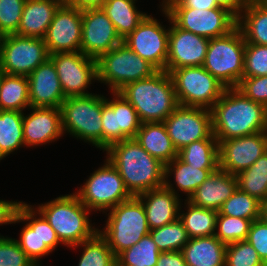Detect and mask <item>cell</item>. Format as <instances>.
Masks as SVG:
<instances>
[{
    "label": "cell",
    "instance_id": "cell-29",
    "mask_svg": "<svg viewBox=\"0 0 267 266\" xmlns=\"http://www.w3.org/2000/svg\"><path fill=\"white\" fill-rule=\"evenodd\" d=\"M226 246L212 235L190 238L181 251L187 266H225Z\"/></svg>",
    "mask_w": 267,
    "mask_h": 266
},
{
    "label": "cell",
    "instance_id": "cell-46",
    "mask_svg": "<svg viewBox=\"0 0 267 266\" xmlns=\"http://www.w3.org/2000/svg\"><path fill=\"white\" fill-rule=\"evenodd\" d=\"M236 88L249 99L267 108V75L243 77Z\"/></svg>",
    "mask_w": 267,
    "mask_h": 266
},
{
    "label": "cell",
    "instance_id": "cell-56",
    "mask_svg": "<svg viewBox=\"0 0 267 266\" xmlns=\"http://www.w3.org/2000/svg\"><path fill=\"white\" fill-rule=\"evenodd\" d=\"M5 72L2 70V68L0 67V86H1V82L3 80Z\"/></svg>",
    "mask_w": 267,
    "mask_h": 266
},
{
    "label": "cell",
    "instance_id": "cell-23",
    "mask_svg": "<svg viewBox=\"0 0 267 266\" xmlns=\"http://www.w3.org/2000/svg\"><path fill=\"white\" fill-rule=\"evenodd\" d=\"M136 197L143 203L150 230L170 224L179 218V208L183 199L165 186Z\"/></svg>",
    "mask_w": 267,
    "mask_h": 266
},
{
    "label": "cell",
    "instance_id": "cell-35",
    "mask_svg": "<svg viewBox=\"0 0 267 266\" xmlns=\"http://www.w3.org/2000/svg\"><path fill=\"white\" fill-rule=\"evenodd\" d=\"M23 146V112L0 110V161Z\"/></svg>",
    "mask_w": 267,
    "mask_h": 266
},
{
    "label": "cell",
    "instance_id": "cell-45",
    "mask_svg": "<svg viewBox=\"0 0 267 266\" xmlns=\"http://www.w3.org/2000/svg\"><path fill=\"white\" fill-rule=\"evenodd\" d=\"M0 266H37L14 238L0 237Z\"/></svg>",
    "mask_w": 267,
    "mask_h": 266
},
{
    "label": "cell",
    "instance_id": "cell-14",
    "mask_svg": "<svg viewBox=\"0 0 267 266\" xmlns=\"http://www.w3.org/2000/svg\"><path fill=\"white\" fill-rule=\"evenodd\" d=\"M54 63L65 97L86 96L87 88L97 81V60L78 52H58L49 55Z\"/></svg>",
    "mask_w": 267,
    "mask_h": 266
},
{
    "label": "cell",
    "instance_id": "cell-11",
    "mask_svg": "<svg viewBox=\"0 0 267 266\" xmlns=\"http://www.w3.org/2000/svg\"><path fill=\"white\" fill-rule=\"evenodd\" d=\"M49 58L44 39L17 34L3 35L0 42V67L8 75L29 76Z\"/></svg>",
    "mask_w": 267,
    "mask_h": 266
},
{
    "label": "cell",
    "instance_id": "cell-38",
    "mask_svg": "<svg viewBox=\"0 0 267 266\" xmlns=\"http://www.w3.org/2000/svg\"><path fill=\"white\" fill-rule=\"evenodd\" d=\"M160 253L157 244L148 234L121 252L116 257V266H156Z\"/></svg>",
    "mask_w": 267,
    "mask_h": 266
},
{
    "label": "cell",
    "instance_id": "cell-53",
    "mask_svg": "<svg viewBox=\"0 0 267 266\" xmlns=\"http://www.w3.org/2000/svg\"><path fill=\"white\" fill-rule=\"evenodd\" d=\"M219 7H222L230 11L236 18L240 15V12L244 6L241 0H215Z\"/></svg>",
    "mask_w": 267,
    "mask_h": 266
},
{
    "label": "cell",
    "instance_id": "cell-40",
    "mask_svg": "<svg viewBox=\"0 0 267 266\" xmlns=\"http://www.w3.org/2000/svg\"><path fill=\"white\" fill-rule=\"evenodd\" d=\"M160 252L181 251L190 237L179 218L149 232Z\"/></svg>",
    "mask_w": 267,
    "mask_h": 266
},
{
    "label": "cell",
    "instance_id": "cell-52",
    "mask_svg": "<svg viewBox=\"0 0 267 266\" xmlns=\"http://www.w3.org/2000/svg\"><path fill=\"white\" fill-rule=\"evenodd\" d=\"M106 0H68L65 4L81 11L101 8Z\"/></svg>",
    "mask_w": 267,
    "mask_h": 266
},
{
    "label": "cell",
    "instance_id": "cell-32",
    "mask_svg": "<svg viewBox=\"0 0 267 266\" xmlns=\"http://www.w3.org/2000/svg\"><path fill=\"white\" fill-rule=\"evenodd\" d=\"M184 208H179V220L182 222L190 238L215 235L218 211L197 207L184 199Z\"/></svg>",
    "mask_w": 267,
    "mask_h": 266
},
{
    "label": "cell",
    "instance_id": "cell-6",
    "mask_svg": "<svg viewBox=\"0 0 267 266\" xmlns=\"http://www.w3.org/2000/svg\"><path fill=\"white\" fill-rule=\"evenodd\" d=\"M245 39L236 26L209 41L203 67L226 88L237 87L243 78Z\"/></svg>",
    "mask_w": 267,
    "mask_h": 266
},
{
    "label": "cell",
    "instance_id": "cell-31",
    "mask_svg": "<svg viewBox=\"0 0 267 266\" xmlns=\"http://www.w3.org/2000/svg\"><path fill=\"white\" fill-rule=\"evenodd\" d=\"M237 26L246 43L267 46V4H244Z\"/></svg>",
    "mask_w": 267,
    "mask_h": 266
},
{
    "label": "cell",
    "instance_id": "cell-54",
    "mask_svg": "<svg viewBox=\"0 0 267 266\" xmlns=\"http://www.w3.org/2000/svg\"><path fill=\"white\" fill-rule=\"evenodd\" d=\"M248 3H253V4H267V0H248Z\"/></svg>",
    "mask_w": 267,
    "mask_h": 266
},
{
    "label": "cell",
    "instance_id": "cell-2",
    "mask_svg": "<svg viewBox=\"0 0 267 266\" xmlns=\"http://www.w3.org/2000/svg\"><path fill=\"white\" fill-rule=\"evenodd\" d=\"M104 152L132 196L164 186L165 165L151 156L135 138L116 142Z\"/></svg>",
    "mask_w": 267,
    "mask_h": 266
},
{
    "label": "cell",
    "instance_id": "cell-58",
    "mask_svg": "<svg viewBox=\"0 0 267 266\" xmlns=\"http://www.w3.org/2000/svg\"><path fill=\"white\" fill-rule=\"evenodd\" d=\"M59 1H61L62 3H66L68 0H59Z\"/></svg>",
    "mask_w": 267,
    "mask_h": 266
},
{
    "label": "cell",
    "instance_id": "cell-43",
    "mask_svg": "<svg viewBox=\"0 0 267 266\" xmlns=\"http://www.w3.org/2000/svg\"><path fill=\"white\" fill-rule=\"evenodd\" d=\"M267 75V46L246 43L243 77Z\"/></svg>",
    "mask_w": 267,
    "mask_h": 266
},
{
    "label": "cell",
    "instance_id": "cell-51",
    "mask_svg": "<svg viewBox=\"0 0 267 266\" xmlns=\"http://www.w3.org/2000/svg\"><path fill=\"white\" fill-rule=\"evenodd\" d=\"M156 266H187L182 251L161 252Z\"/></svg>",
    "mask_w": 267,
    "mask_h": 266
},
{
    "label": "cell",
    "instance_id": "cell-21",
    "mask_svg": "<svg viewBox=\"0 0 267 266\" xmlns=\"http://www.w3.org/2000/svg\"><path fill=\"white\" fill-rule=\"evenodd\" d=\"M23 112V137L26 147H37L57 141L64 135L60 108L30 107Z\"/></svg>",
    "mask_w": 267,
    "mask_h": 266
},
{
    "label": "cell",
    "instance_id": "cell-9",
    "mask_svg": "<svg viewBox=\"0 0 267 266\" xmlns=\"http://www.w3.org/2000/svg\"><path fill=\"white\" fill-rule=\"evenodd\" d=\"M104 162L74 193L91 212L100 211L107 214L113 207L133 196L126 189L116 167L107 157Z\"/></svg>",
    "mask_w": 267,
    "mask_h": 266
},
{
    "label": "cell",
    "instance_id": "cell-8",
    "mask_svg": "<svg viewBox=\"0 0 267 266\" xmlns=\"http://www.w3.org/2000/svg\"><path fill=\"white\" fill-rule=\"evenodd\" d=\"M158 70L123 42L97 59V82L118 92L126 84L151 77Z\"/></svg>",
    "mask_w": 267,
    "mask_h": 266
},
{
    "label": "cell",
    "instance_id": "cell-22",
    "mask_svg": "<svg viewBox=\"0 0 267 266\" xmlns=\"http://www.w3.org/2000/svg\"><path fill=\"white\" fill-rule=\"evenodd\" d=\"M28 80L31 107L60 108L66 97L56 67L50 58L33 70Z\"/></svg>",
    "mask_w": 267,
    "mask_h": 266
},
{
    "label": "cell",
    "instance_id": "cell-16",
    "mask_svg": "<svg viewBox=\"0 0 267 266\" xmlns=\"http://www.w3.org/2000/svg\"><path fill=\"white\" fill-rule=\"evenodd\" d=\"M163 123L177 151L213 134L211 110L207 108L178 105Z\"/></svg>",
    "mask_w": 267,
    "mask_h": 266
},
{
    "label": "cell",
    "instance_id": "cell-57",
    "mask_svg": "<svg viewBox=\"0 0 267 266\" xmlns=\"http://www.w3.org/2000/svg\"><path fill=\"white\" fill-rule=\"evenodd\" d=\"M244 4H248V0H241Z\"/></svg>",
    "mask_w": 267,
    "mask_h": 266
},
{
    "label": "cell",
    "instance_id": "cell-19",
    "mask_svg": "<svg viewBox=\"0 0 267 266\" xmlns=\"http://www.w3.org/2000/svg\"><path fill=\"white\" fill-rule=\"evenodd\" d=\"M218 144L219 168L236 176L267 151V131L222 140Z\"/></svg>",
    "mask_w": 267,
    "mask_h": 266
},
{
    "label": "cell",
    "instance_id": "cell-13",
    "mask_svg": "<svg viewBox=\"0 0 267 266\" xmlns=\"http://www.w3.org/2000/svg\"><path fill=\"white\" fill-rule=\"evenodd\" d=\"M112 99L102 94V150L125 139L135 138L141 121L134 107L118 92Z\"/></svg>",
    "mask_w": 267,
    "mask_h": 266
},
{
    "label": "cell",
    "instance_id": "cell-24",
    "mask_svg": "<svg viewBox=\"0 0 267 266\" xmlns=\"http://www.w3.org/2000/svg\"><path fill=\"white\" fill-rule=\"evenodd\" d=\"M237 188L236 176L218 168L193 192L187 201L197 207L219 211L223 203Z\"/></svg>",
    "mask_w": 267,
    "mask_h": 266
},
{
    "label": "cell",
    "instance_id": "cell-55",
    "mask_svg": "<svg viewBox=\"0 0 267 266\" xmlns=\"http://www.w3.org/2000/svg\"><path fill=\"white\" fill-rule=\"evenodd\" d=\"M263 215L267 218V201L264 203L263 206Z\"/></svg>",
    "mask_w": 267,
    "mask_h": 266
},
{
    "label": "cell",
    "instance_id": "cell-47",
    "mask_svg": "<svg viewBox=\"0 0 267 266\" xmlns=\"http://www.w3.org/2000/svg\"><path fill=\"white\" fill-rule=\"evenodd\" d=\"M246 240L267 265V218L264 215L252 221Z\"/></svg>",
    "mask_w": 267,
    "mask_h": 266
},
{
    "label": "cell",
    "instance_id": "cell-39",
    "mask_svg": "<svg viewBox=\"0 0 267 266\" xmlns=\"http://www.w3.org/2000/svg\"><path fill=\"white\" fill-rule=\"evenodd\" d=\"M264 204L257 198L242 192L236 191L223 203L219 209L221 215L250 219L254 221L263 216Z\"/></svg>",
    "mask_w": 267,
    "mask_h": 266
},
{
    "label": "cell",
    "instance_id": "cell-42",
    "mask_svg": "<svg viewBox=\"0 0 267 266\" xmlns=\"http://www.w3.org/2000/svg\"><path fill=\"white\" fill-rule=\"evenodd\" d=\"M225 266H267L257 251L247 241L228 244L225 251Z\"/></svg>",
    "mask_w": 267,
    "mask_h": 266
},
{
    "label": "cell",
    "instance_id": "cell-30",
    "mask_svg": "<svg viewBox=\"0 0 267 266\" xmlns=\"http://www.w3.org/2000/svg\"><path fill=\"white\" fill-rule=\"evenodd\" d=\"M136 1L137 0H106L101 7L112 21L122 40L148 15L138 10Z\"/></svg>",
    "mask_w": 267,
    "mask_h": 266
},
{
    "label": "cell",
    "instance_id": "cell-49",
    "mask_svg": "<svg viewBox=\"0 0 267 266\" xmlns=\"http://www.w3.org/2000/svg\"><path fill=\"white\" fill-rule=\"evenodd\" d=\"M162 7H187L210 10L219 7L215 0H162Z\"/></svg>",
    "mask_w": 267,
    "mask_h": 266
},
{
    "label": "cell",
    "instance_id": "cell-10",
    "mask_svg": "<svg viewBox=\"0 0 267 266\" xmlns=\"http://www.w3.org/2000/svg\"><path fill=\"white\" fill-rule=\"evenodd\" d=\"M166 71L172 79L178 105L211 109L226 88L203 66Z\"/></svg>",
    "mask_w": 267,
    "mask_h": 266
},
{
    "label": "cell",
    "instance_id": "cell-36",
    "mask_svg": "<svg viewBox=\"0 0 267 266\" xmlns=\"http://www.w3.org/2000/svg\"><path fill=\"white\" fill-rule=\"evenodd\" d=\"M236 178L238 189L264 204L267 201V151Z\"/></svg>",
    "mask_w": 267,
    "mask_h": 266
},
{
    "label": "cell",
    "instance_id": "cell-1",
    "mask_svg": "<svg viewBox=\"0 0 267 266\" xmlns=\"http://www.w3.org/2000/svg\"><path fill=\"white\" fill-rule=\"evenodd\" d=\"M210 110L212 131L218 143L267 131V108L246 97L236 87L225 88Z\"/></svg>",
    "mask_w": 267,
    "mask_h": 266
},
{
    "label": "cell",
    "instance_id": "cell-25",
    "mask_svg": "<svg viewBox=\"0 0 267 266\" xmlns=\"http://www.w3.org/2000/svg\"><path fill=\"white\" fill-rule=\"evenodd\" d=\"M62 4L59 0H26L15 34L44 39L55 12Z\"/></svg>",
    "mask_w": 267,
    "mask_h": 266
},
{
    "label": "cell",
    "instance_id": "cell-33",
    "mask_svg": "<svg viewBox=\"0 0 267 266\" xmlns=\"http://www.w3.org/2000/svg\"><path fill=\"white\" fill-rule=\"evenodd\" d=\"M178 158L200 169L219 168V144L212 134L207 139L194 141L178 151Z\"/></svg>",
    "mask_w": 267,
    "mask_h": 266
},
{
    "label": "cell",
    "instance_id": "cell-34",
    "mask_svg": "<svg viewBox=\"0 0 267 266\" xmlns=\"http://www.w3.org/2000/svg\"><path fill=\"white\" fill-rule=\"evenodd\" d=\"M30 107L28 77L4 74L0 86V110L23 112Z\"/></svg>",
    "mask_w": 267,
    "mask_h": 266
},
{
    "label": "cell",
    "instance_id": "cell-17",
    "mask_svg": "<svg viewBox=\"0 0 267 266\" xmlns=\"http://www.w3.org/2000/svg\"><path fill=\"white\" fill-rule=\"evenodd\" d=\"M122 42L112 21L102 8L82 11L81 52L84 55L97 60Z\"/></svg>",
    "mask_w": 267,
    "mask_h": 266
},
{
    "label": "cell",
    "instance_id": "cell-37",
    "mask_svg": "<svg viewBox=\"0 0 267 266\" xmlns=\"http://www.w3.org/2000/svg\"><path fill=\"white\" fill-rule=\"evenodd\" d=\"M78 247L83 248L78 266H116V256L98 231L90 239L71 248L74 250Z\"/></svg>",
    "mask_w": 267,
    "mask_h": 266
},
{
    "label": "cell",
    "instance_id": "cell-15",
    "mask_svg": "<svg viewBox=\"0 0 267 266\" xmlns=\"http://www.w3.org/2000/svg\"><path fill=\"white\" fill-rule=\"evenodd\" d=\"M170 24L162 25L159 20L147 15L126 37L123 43L157 70H166Z\"/></svg>",
    "mask_w": 267,
    "mask_h": 266
},
{
    "label": "cell",
    "instance_id": "cell-50",
    "mask_svg": "<svg viewBox=\"0 0 267 266\" xmlns=\"http://www.w3.org/2000/svg\"><path fill=\"white\" fill-rule=\"evenodd\" d=\"M22 202L23 201H8L0 199V226L13 224L19 205Z\"/></svg>",
    "mask_w": 267,
    "mask_h": 266
},
{
    "label": "cell",
    "instance_id": "cell-28",
    "mask_svg": "<svg viewBox=\"0 0 267 266\" xmlns=\"http://www.w3.org/2000/svg\"><path fill=\"white\" fill-rule=\"evenodd\" d=\"M135 139L151 156L164 165L178 157V151L167 134L163 122L141 123Z\"/></svg>",
    "mask_w": 267,
    "mask_h": 266
},
{
    "label": "cell",
    "instance_id": "cell-3",
    "mask_svg": "<svg viewBox=\"0 0 267 266\" xmlns=\"http://www.w3.org/2000/svg\"><path fill=\"white\" fill-rule=\"evenodd\" d=\"M118 93L134 107L141 123L164 122L178 106L173 82L166 70L130 82Z\"/></svg>",
    "mask_w": 267,
    "mask_h": 266
},
{
    "label": "cell",
    "instance_id": "cell-44",
    "mask_svg": "<svg viewBox=\"0 0 267 266\" xmlns=\"http://www.w3.org/2000/svg\"><path fill=\"white\" fill-rule=\"evenodd\" d=\"M26 0H0V33L15 34Z\"/></svg>",
    "mask_w": 267,
    "mask_h": 266
},
{
    "label": "cell",
    "instance_id": "cell-7",
    "mask_svg": "<svg viewBox=\"0 0 267 266\" xmlns=\"http://www.w3.org/2000/svg\"><path fill=\"white\" fill-rule=\"evenodd\" d=\"M62 129L102 150V95L70 96L60 106Z\"/></svg>",
    "mask_w": 267,
    "mask_h": 266
},
{
    "label": "cell",
    "instance_id": "cell-5",
    "mask_svg": "<svg viewBox=\"0 0 267 266\" xmlns=\"http://www.w3.org/2000/svg\"><path fill=\"white\" fill-rule=\"evenodd\" d=\"M107 215L105 226L98 232L116 257L150 232L143 203L136 196L119 203Z\"/></svg>",
    "mask_w": 267,
    "mask_h": 266
},
{
    "label": "cell",
    "instance_id": "cell-4",
    "mask_svg": "<svg viewBox=\"0 0 267 266\" xmlns=\"http://www.w3.org/2000/svg\"><path fill=\"white\" fill-rule=\"evenodd\" d=\"M34 208L55 230L60 242L67 248L90 239L97 231L91 223V211L73 192L38 204Z\"/></svg>",
    "mask_w": 267,
    "mask_h": 266
},
{
    "label": "cell",
    "instance_id": "cell-18",
    "mask_svg": "<svg viewBox=\"0 0 267 266\" xmlns=\"http://www.w3.org/2000/svg\"><path fill=\"white\" fill-rule=\"evenodd\" d=\"M160 8L170 23L166 70L202 66L210 39L177 27L168 12L162 6Z\"/></svg>",
    "mask_w": 267,
    "mask_h": 266
},
{
    "label": "cell",
    "instance_id": "cell-26",
    "mask_svg": "<svg viewBox=\"0 0 267 266\" xmlns=\"http://www.w3.org/2000/svg\"><path fill=\"white\" fill-rule=\"evenodd\" d=\"M23 223L20 237L16 241L25 254L37 265L41 266V258L48 256L52 251L48 247H40L39 217L34 205L22 202L19 205L13 224Z\"/></svg>",
    "mask_w": 267,
    "mask_h": 266
},
{
    "label": "cell",
    "instance_id": "cell-20",
    "mask_svg": "<svg viewBox=\"0 0 267 266\" xmlns=\"http://www.w3.org/2000/svg\"><path fill=\"white\" fill-rule=\"evenodd\" d=\"M44 41L49 55L81 51L82 11L63 3L55 12Z\"/></svg>",
    "mask_w": 267,
    "mask_h": 266
},
{
    "label": "cell",
    "instance_id": "cell-27",
    "mask_svg": "<svg viewBox=\"0 0 267 266\" xmlns=\"http://www.w3.org/2000/svg\"><path fill=\"white\" fill-rule=\"evenodd\" d=\"M216 170L217 169H200V167L190 166L176 157L165 165L164 186L168 190L173 191L178 197H180L178 191H181L180 193L183 192L185 196H187L185 197L186 200H188L193 192ZM172 175L176 187L171 183L172 181L169 180Z\"/></svg>",
    "mask_w": 267,
    "mask_h": 266
},
{
    "label": "cell",
    "instance_id": "cell-41",
    "mask_svg": "<svg viewBox=\"0 0 267 266\" xmlns=\"http://www.w3.org/2000/svg\"><path fill=\"white\" fill-rule=\"evenodd\" d=\"M251 223L250 219L221 215L218 212L215 236L226 245L246 240Z\"/></svg>",
    "mask_w": 267,
    "mask_h": 266
},
{
    "label": "cell",
    "instance_id": "cell-12",
    "mask_svg": "<svg viewBox=\"0 0 267 266\" xmlns=\"http://www.w3.org/2000/svg\"><path fill=\"white\" fill-rule=\"evenodd\" d=\"M163 8L177 27L208 39L223 36L237 26V18L222 7L210 10L187 7Z\"/></svg>",
    "mask_w": 267,
    "mask_h": 266
},
{
    "label": "cell",
    "instance_id": "cell-48",
    "mask_svg": "<svg viewBox=\"0 0 267 266\" xmlns=\"http://www.w3.org/2000/svg\"><path fill=\"white\" fill-rule=\"evenodd\" d=\"M39 216V237L40 247H48L52 252L58 245H62L58 239L55 230L50 226L46 219L38 213Z\"/></svg>",
    "mask_w": 267,
    "mask_h": 266
}]
</instances>
